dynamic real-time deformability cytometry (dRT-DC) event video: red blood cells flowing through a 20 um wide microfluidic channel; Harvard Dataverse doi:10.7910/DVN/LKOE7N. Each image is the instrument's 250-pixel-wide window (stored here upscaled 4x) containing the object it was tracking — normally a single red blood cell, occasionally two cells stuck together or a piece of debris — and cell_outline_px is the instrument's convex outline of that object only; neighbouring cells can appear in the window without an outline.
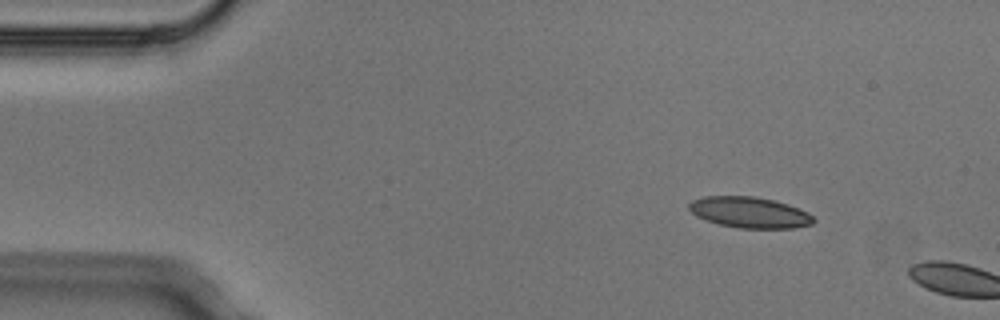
{"species": "Egyptian fruit bat (a non-hibernating species)", "species_latin": "Rousettus aegyptiacus", "temperature_condition": "cold", "stored_images_in_passage": 2, "camera_frame_rate_fps": 3000, "um_per_image_px": 0.085, "animal": {"sex": "male"}, "frame": {"image": 1, "passage_image": 1, "time_ms": 0.0, "image_size_px": [1000, 320], "cell_outline_px": [[816, 220], [812, 224], [792, 228], [736, 228], [720, 224], [696, 216], [688, 208], [688, 204], [692, 200], [704, 196], [752, 196], [772, 200], [788, 204], [808, 212]], "centroid_in_image_um": [63.71, 18.05], "position_along_channel_um": 21.3, "area_um2": 22.37}}